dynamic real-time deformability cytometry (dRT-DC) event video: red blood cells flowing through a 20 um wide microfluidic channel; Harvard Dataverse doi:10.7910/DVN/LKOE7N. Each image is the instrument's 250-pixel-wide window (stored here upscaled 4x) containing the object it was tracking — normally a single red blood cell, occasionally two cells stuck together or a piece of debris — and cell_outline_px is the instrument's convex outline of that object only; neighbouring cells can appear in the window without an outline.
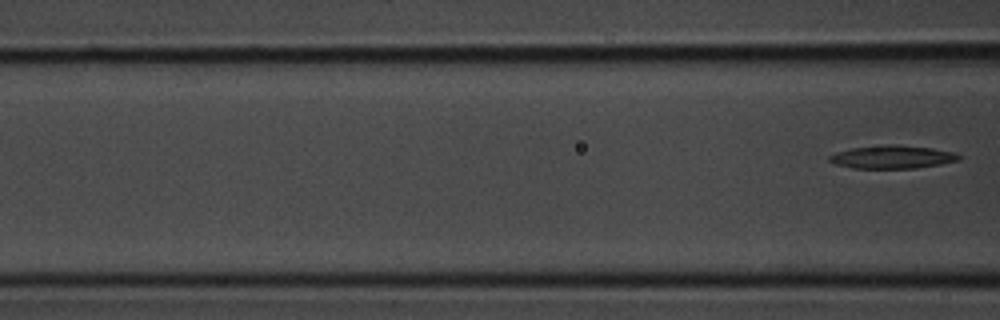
{"species": "common noctule bat (a hibernating species)", "species_latin": "Nyctalus noctula", "temperature_condition": "room temperature", "stored_images_in_passage": 3, "segment_of_instrument_passage": [2, 2], "camera_frame_rate_fps": 3000, "um_per_image_px": 0.085, "animal": {"sex": "male", "body_mass_g": 20.1, "forearm_length_mm": 53.5}, "frame": {"image": 1, "passage_image": 3, "time_ms": 0.667, "image_size_px": [1000, 320], "cell_outline_px": [[960, 160], [940, 164], [916, 168], [852, 168], [836, 164], [828, 160], [828, 156], [836, 152], [852, 148], [884, 144], [892, 144], [932, 148], [952, 152], [960, 156]], "centroid_in_image_um": [75.81, 13.34], "position_along_channel_um": 90.8, "area_um2": 17.34}}